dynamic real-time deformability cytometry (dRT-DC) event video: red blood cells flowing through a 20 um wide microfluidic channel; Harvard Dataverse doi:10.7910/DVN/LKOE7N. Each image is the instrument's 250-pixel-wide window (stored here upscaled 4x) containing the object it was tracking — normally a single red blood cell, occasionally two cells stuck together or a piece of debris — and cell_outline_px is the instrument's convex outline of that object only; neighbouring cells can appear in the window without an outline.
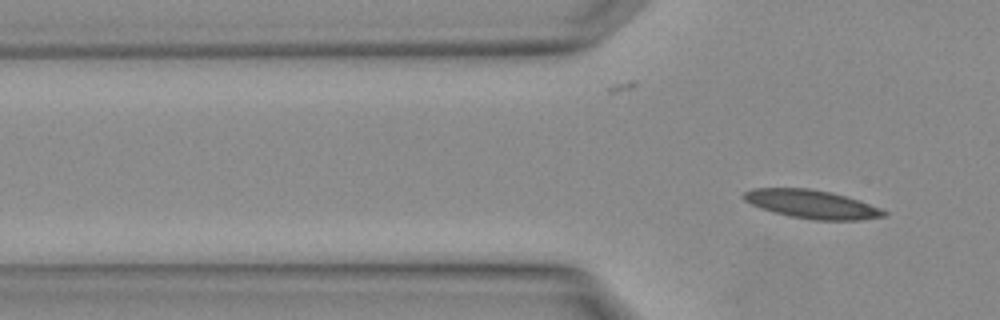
{"species": "Egyptian fruit bat (a non-hibernating species)", "species_latin": "Rousettus aegyptiacus", "temperature_condition": "warm", "stored_images_in_passage": 4, "camera_frame_rate_fps": 3000, "um_per_image_px": 0.085, "animal": {"sex": "female"}, "frame": {"image": 1, "passage_image": 4, "time_ms": 1.0, "image_size_px": [1000, 320], "cell_outline_px": [[888, 216], [860, 220], [816, 220], [788, 216], [760, 208], [744, 200], [740, 196], [744, 192], [752, 188], [808, 188], [828, 192], [860, 200], [880, 208], [888, 212]], "centroid_in_image_um": [69.0, 17.36], "position_along_channel_um": 56.8, "area_um2": 23.29}}